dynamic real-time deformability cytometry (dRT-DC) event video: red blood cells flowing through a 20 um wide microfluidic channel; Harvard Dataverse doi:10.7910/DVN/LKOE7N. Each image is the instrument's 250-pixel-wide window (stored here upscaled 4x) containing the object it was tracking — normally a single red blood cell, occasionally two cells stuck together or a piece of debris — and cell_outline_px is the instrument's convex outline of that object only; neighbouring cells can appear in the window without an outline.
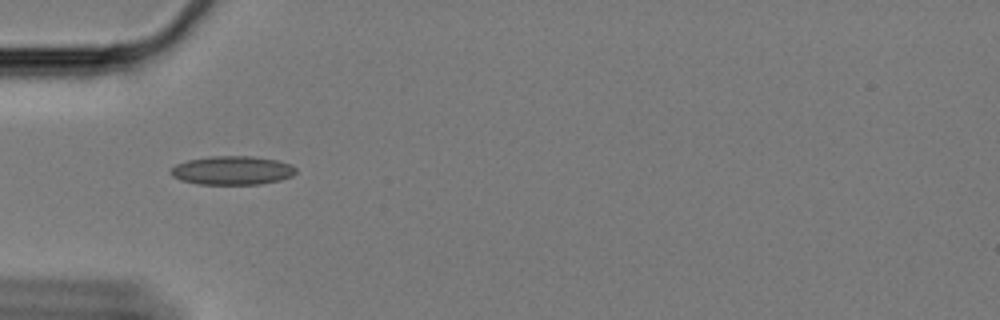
{"species": "Egyptian fruit bat (a non-hibernating species)", "species_latin": "Rousettus aegyptiacus", "temperature_condition": "cold", "stored_images_in_passage": 29, "camera_frame_rate_fps": 3000, "um_per_image_px": 0.085, "animal": {"sex": "female"}, "frame": {"image": 1, "passage_image": 2, "time_ms": 0.333, "image_size_px": [1000, 320], "cell_outline_px": [[296, 172], [292, 176], [280, 180], [260, 184], [200, 184], [180, 180], [172, 176], [168, 172], [176, 164], [188, 160], [212, 156], [252, 156], [276, 160], [292, 164], [296, 168]], "centroid_in_image_um": [19.74, 14.48], "position_along_channel_um": 65.3, "area_um2": 20.98}}
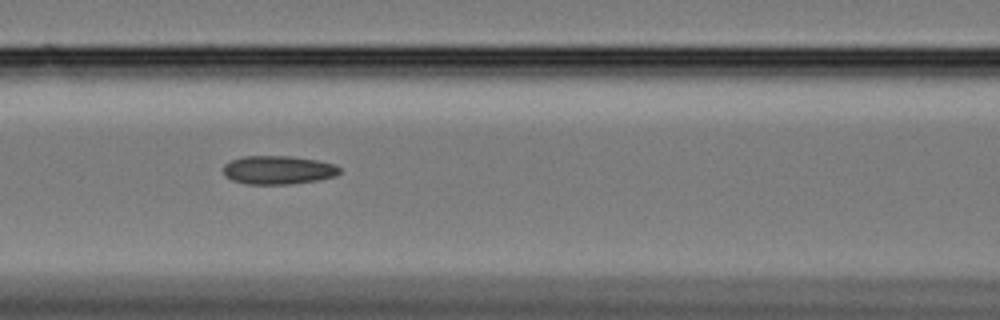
{"frame": {"image": 2, "passage_image": 9, "time_ms": 2.667, "image_size_px": [1000, 320], "cell_outline_px": [[340, 172], [336, 176], [316, 180], [292, 184], [248, 184], [232, 180], [224, 172], [224, 164], [232, 160], [244, 156], [292, 156], [316, 160], [336, 164], [340, 168]], "centroid_in_image_um": [23.68, 14.44], "position_along_channel_um": 142.9, "area_um2": 19.25}}
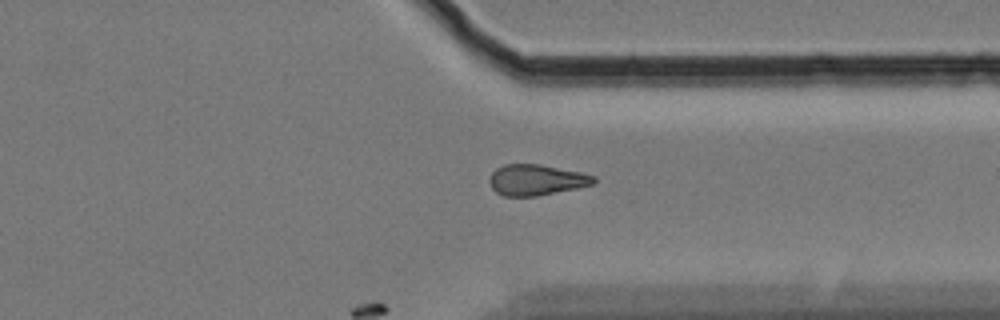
{"frame": {"image": 3, "passage_image": 29, "time_ms": 9.333, "image_size_px": [1000, 320], "cell_outline_px": [[596, 180], [592, 184], [576, 188], [536, 196], [504, 196], [496, 192], [492, 188], [488, 180], [492, 172], [496, 168], [504, 164], [540, 164], [580, 172], [596, 176]], "centroid_in_image_um": [45.55, 15.28], "position_along_channel_um": 365.8, "area_um2": 18.67}}